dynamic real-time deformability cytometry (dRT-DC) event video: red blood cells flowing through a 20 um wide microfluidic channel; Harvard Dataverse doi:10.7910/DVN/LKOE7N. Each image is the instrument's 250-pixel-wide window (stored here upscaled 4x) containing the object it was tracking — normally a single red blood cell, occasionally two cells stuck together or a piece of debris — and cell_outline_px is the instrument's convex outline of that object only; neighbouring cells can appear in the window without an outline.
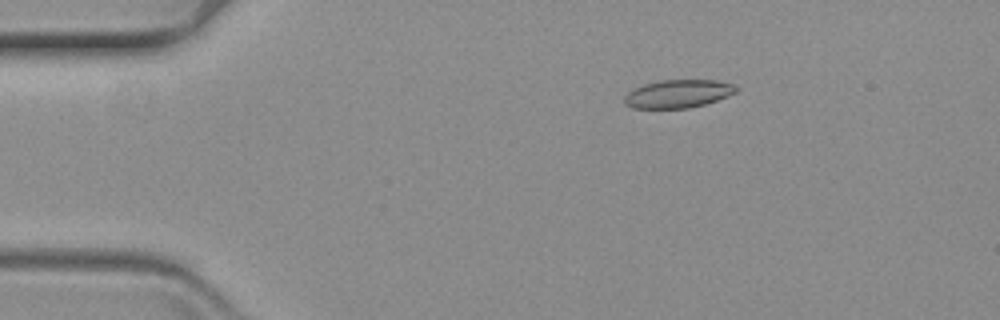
{"species": "common noctule bat (a hibernating species)", "species_latin": "Nyctalus noctula", "temperature_condition": "warm", "stored_images_in_passage": 62, "camera_frame_rate_fps": 3000, "um_per_image_px": 0.085, "animal": {"sex": "female", "body_mass_g": 19.3, "forearm_length_mm": 54.1}, "frame": {"image": 1, "passage_image": 11, "time_ms": 3.333, "image_size_px": [1000, 320], "cell_outline_px": [[736, 92], [728, 96], [704, 104], [688, 108], [632, 108], [624, 104], [624, 96], [632, 88], [644, 84], [660, 80], [716, 80], [736, 84]], "centroid_in_image_um": [57.61, 7.96], "position_along_channel_um": 27.4, "area_um2": 18.38}}
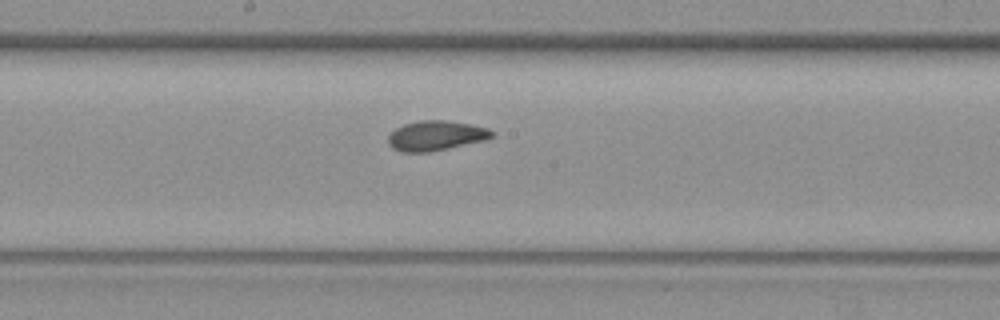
{"frame": {"image": 2, "passage_image": 33, "time_ms": 10.667, "image_size_px": [1000, 320], "cell_outline_px": [[496, 132], [492, 136], [484, 140], [448, 148], [428, 152], [400, 152], [392, 148], [388, 144], [388, 136], [396, 128], [404, 124], [420, 120], [448, 120], [488, 128]], "centroid_in_image_um": [37.02, 11.53], "position_along_channel_um": 211.2, "area_um2": 17.98}}
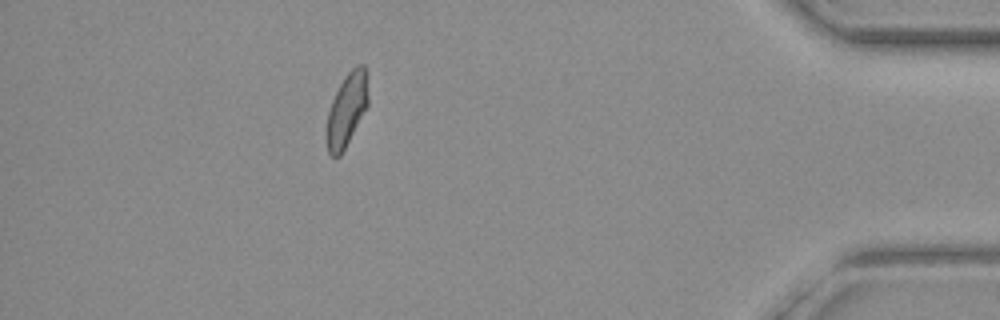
{"frame": {"image": 3, "passage_image": 55, "time_ms": 18.0, "image_size_px": [1000, 320], "cell_outline_px": [[368, 104], [340, 156], [332, 156], [328, 152], [328, 112], [332, 100], [344, 76], [356, 64], [364, 64], [368, 72]], "centroid_in_image_um": [29.52, 9.21], "position_along_channel_um": 405.7, "area_um2": 17.34}}